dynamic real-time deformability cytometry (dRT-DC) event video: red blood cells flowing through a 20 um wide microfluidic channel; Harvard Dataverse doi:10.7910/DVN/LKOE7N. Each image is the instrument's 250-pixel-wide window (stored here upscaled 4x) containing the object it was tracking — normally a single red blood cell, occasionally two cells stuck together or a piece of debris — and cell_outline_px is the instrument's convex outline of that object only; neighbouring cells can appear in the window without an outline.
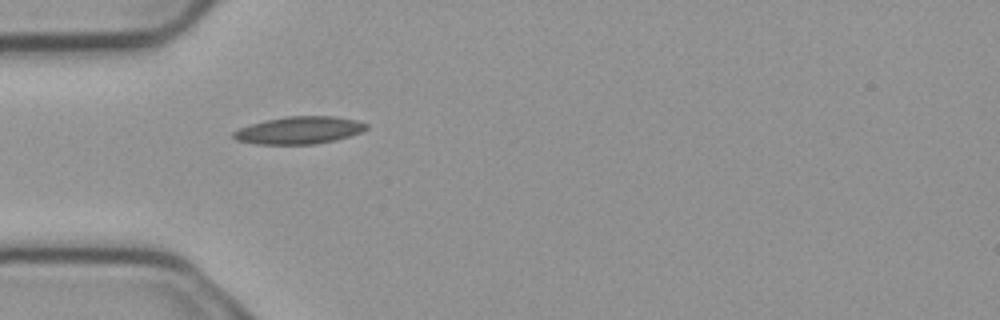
{"species": "common noctule bat (a hibernating species)", "species_latin": "Nyctalus noctula", "temperature_condition": "cold", "stored_images_in_passage": 2, "camera_frame_rate_fps": 3000, "um_per_image_px": 0.085, "animal": {"sex": "male", "body_mass_g": 23.1, "forearm_length_mm": 52.7}, "frame": {"image": 1, "passage_image": 1, "time_ms": 0.0, "image_size_px": [1000, 320], "cell_outline_px": [[368, 128], [360, 132], [336, 140], [316, 144], [256, 144], [236, 140], [232, 136], [232, 132], [240, 128], [264, 120], [284, 116], [336, 116], [356, 120], [368, 124]], "centroid_in_image_um": [25.42, 11.07], "position_along_channel_um": 59.6, "area_um2": 21.27}}
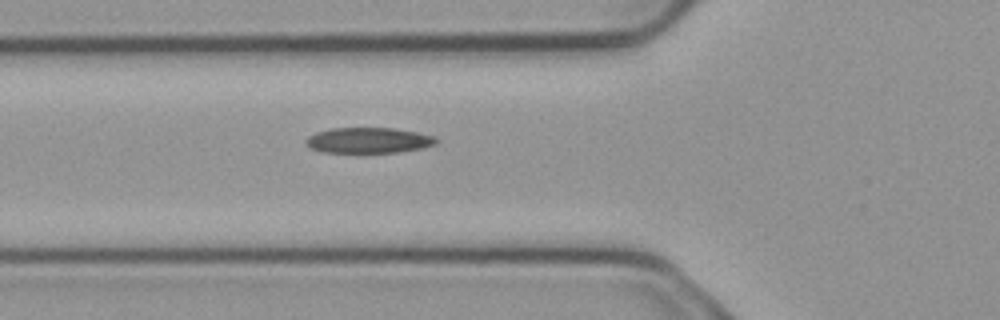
{"frame": {"image": 2, "passage_image": 2, "time_ms": 0.333, "image_size_px": [1000, 320], "cell_outline_px": [[436, 144], [420, 148], [396, 152], [360, 156], [320, 152], [308, 148], [304, 144], [304, 140], [308, 136], [316, 132], [332, 128], [396, 128], [416, 132], [432, 136], [436, 140]], "centroid_in_image_um": [31.18, 11.98], "position_along_channel_um": 94.6, "area_um2": 20.46}}